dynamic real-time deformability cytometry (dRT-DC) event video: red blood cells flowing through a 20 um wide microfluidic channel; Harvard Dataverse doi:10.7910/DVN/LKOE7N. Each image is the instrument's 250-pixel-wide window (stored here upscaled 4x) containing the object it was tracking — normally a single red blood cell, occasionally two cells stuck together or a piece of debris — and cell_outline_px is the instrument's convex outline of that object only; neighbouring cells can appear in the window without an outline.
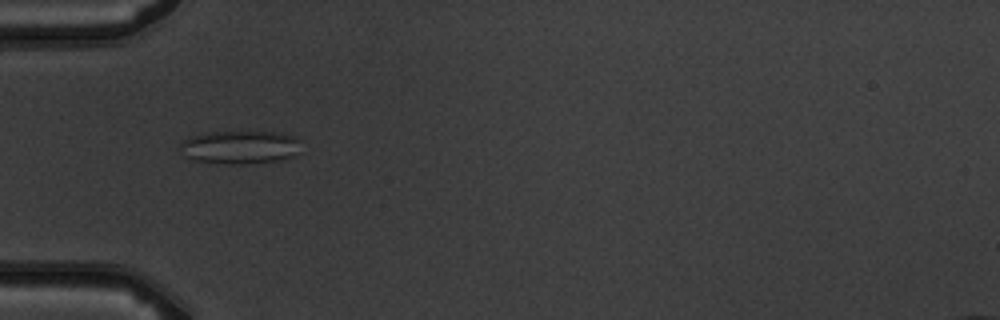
{"species": "common noctule bat (a hibernating species)", "species_latin": "Nyctalus noctula", "temperature_condition": "warm", "stored_images_in_passage": 8, "camera_frame_rate_fps": 3000, "um_per_image_px": 0.085, "animal": {"sex": "male", "body_mass_g": 19.5, "forearm_length_mm": 54.6}, "frame": {"image": 1, "passage_image": 6, "time_ms": 5.667, "image_size_px": [1000, 320], "cell_outline_px": [[304, 140], [300, 152], [284, 160], [240, 164], [228, 164], [192, 160], [184, 156], [180, 148], [180, 144], [188, 136], [208, 132], [272, 132], [296, 136]], "centroid_in_image_um": [20.46, 12.51], "position_along_channel_um": 64.5, "area_um2": 23.93}}
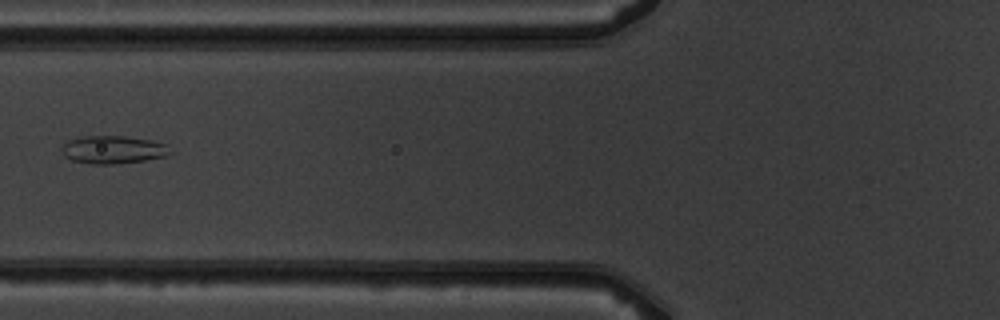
{"frame": {"image": 2, "passage_image": 7, "time_ms": 7.0, "image_size_px": [1000, 320], "cell_outline_px": [[172, 152], [168, 156], [144, 160], [112, 164], [92, 164], [72, 160], [64, 156], [60, 152], [60, 148], [68, 140], [80, 136], [124, 136], [152, 140], [168, 144]], "centroid_in_image_um": [9.61, 12.71], "position_along_channel_um": 116.2, "area_um2": 17.86}}